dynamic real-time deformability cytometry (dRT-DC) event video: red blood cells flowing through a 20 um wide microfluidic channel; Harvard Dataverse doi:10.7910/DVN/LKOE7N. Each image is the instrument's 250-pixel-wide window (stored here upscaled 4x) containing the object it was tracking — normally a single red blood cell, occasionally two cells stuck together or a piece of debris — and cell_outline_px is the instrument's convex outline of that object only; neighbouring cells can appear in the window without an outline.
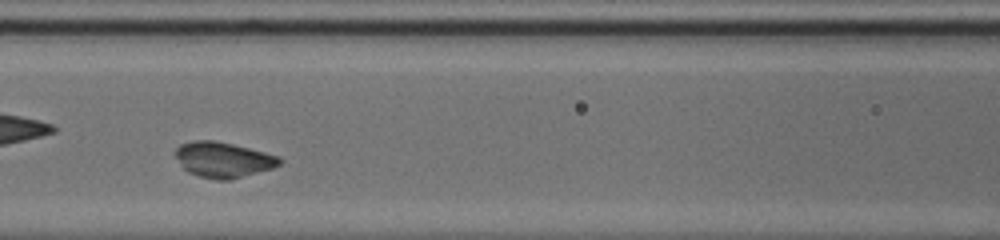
{"species": "common noctule bat (a hibernating species)", "species_latin": "Nyctalus noctula", "temperature_condition": "cold", "stored_images_in_passage": 36, "camera_frame_rate_fps": 3000, "um_per_image_px": 0.085, "animal": {"sex": "male", "body_mass_g": 20.0, "forearm_length_mm": 53.3}, "frame": {"image": 1, "passage_image": 11, "time_ms": 3.333, "image_size_px": [1000, 240], "cell_outline_px": [[284, 160], [280, 164], [272, 168], [228, 180], [216, 180], [200, 176], [188, 172], [184, 168], [176, 156], [176, 148], [180, 144], [196, 140], [212, 140], [232, 144], [280, 156]], "centroid_in_image_um": [18.99, 13.57], "position_along_channel_um": 147.6, "area_um2": 21.21}}
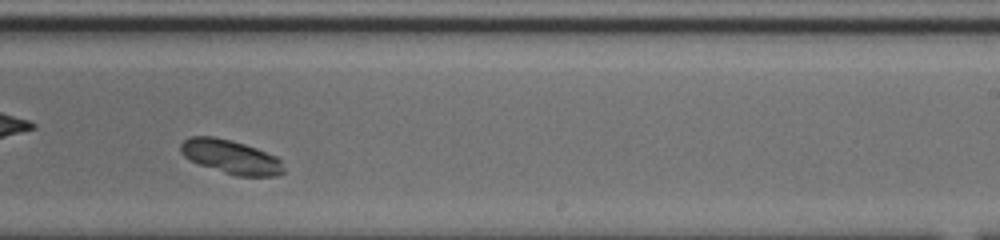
{"frame": {"image": 2, "passage_image": 21, "time_ms": 6.667, "image_size_px": [1000, 240], "cell_outline_px": [[284, 172], [276, 176], [236, 176], [200, 164], [184, 156], [180, 152], [180, 144], [184, 140], [192, 136], [212, 136], [232, 140], [256, 148], [276, 156], [280, 160], [284, 168]], "centroid_in_image_um": [19.63, 13.32], "position_along_channel_um": 269.4, "area_um2": 20.17}, "authors_computed_cell_mechanics": {"area_um2": 21.0392, "velocity_mm_per_s": 3.6636, "shape_relaxation_time_tau1_ms": 1.2786, "shape_relaxation_time_tau2_ms": null, "deformation_change_tau1": 0.11, "deformation_change_tau2": null}}